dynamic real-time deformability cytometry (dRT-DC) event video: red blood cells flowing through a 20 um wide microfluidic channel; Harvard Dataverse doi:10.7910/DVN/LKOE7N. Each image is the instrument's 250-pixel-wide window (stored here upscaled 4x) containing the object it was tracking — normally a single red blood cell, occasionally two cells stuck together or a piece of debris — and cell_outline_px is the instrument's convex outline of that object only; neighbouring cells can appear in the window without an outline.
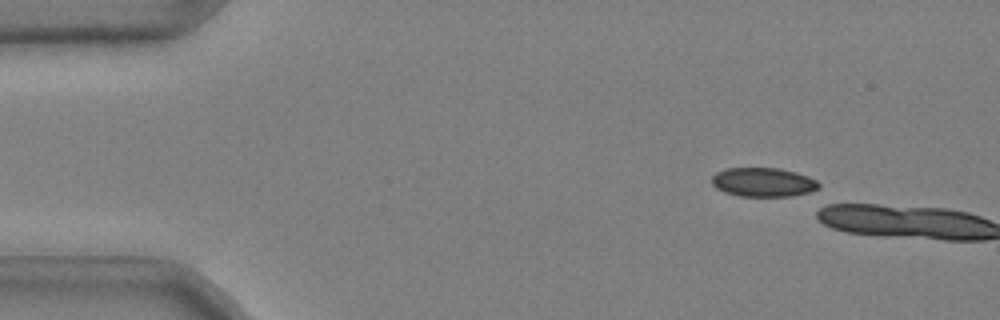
{"species": "common noctule bat (a hibernating species)", "species_latin": "Nyctalus noctula", "temperature_condition": "cold", "stored_images_in_passage": 3, "camera_frame_rate_fps": 3000, "um_per_image_px": 0.085, "animal": {"sex": "male", "body_mass_g": 20.4}, "frame": {"image": 1, "passage_image": 1, "time_ms": 0.0, "image_size_px": [1000, 320], "cell_outline_px": [[820, 188], [808, 192], [792, 196], [740, 196], [724, 192], [716, 188], [712, 184], [712, 176], [716, 172], [728, 168], [780, 168], [796, 172], [808, 176], [816, 180], [820, 184]], "centroid_in_image_um": [64.88, 15.48], "position_along_channel_um": 20.1, "area_um2": 18.15}}